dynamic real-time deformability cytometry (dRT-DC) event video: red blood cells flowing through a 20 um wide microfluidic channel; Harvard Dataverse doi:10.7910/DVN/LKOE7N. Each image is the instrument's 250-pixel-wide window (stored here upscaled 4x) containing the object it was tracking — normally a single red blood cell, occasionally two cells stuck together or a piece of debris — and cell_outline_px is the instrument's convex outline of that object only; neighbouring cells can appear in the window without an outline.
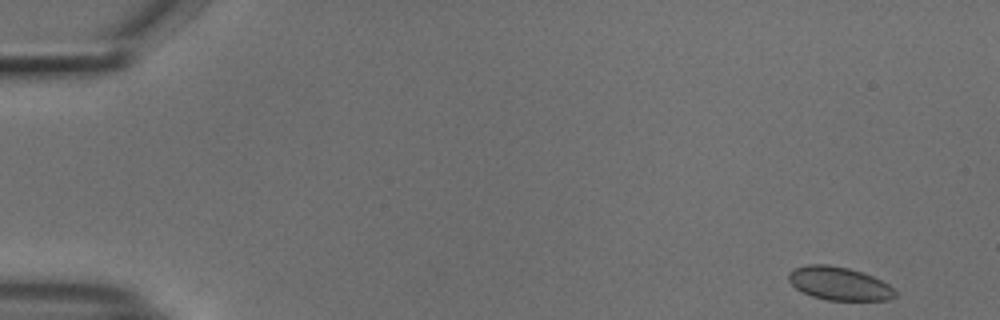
{"species": "common noctule bat (a hibernating species)", "species_latin": "Nyctalus noctula", "temperature_condition": "cold", "stored_images_in_passage": 52, "camera_frame_rate_fps": 3000, "um_per_image_px": 0.085, "animal": {"sex": "male", "body_mass_g": 18.8}, "frame": {"image": 1, "passage_image": 1, "time_ms": 0.0, "image_size_px": [1000, 320], "cell_outline_px": [[896, 296], [888, 300], [828, 300], [812, 296], [796, 288], [788, 280], [788, 272], [796, 268], [808, 264], [828, 264], [848, 268], [872, 276], [888, 284], [896, 292]], "centroid_in_image_um": [71.32, 24.1], "position_along_channel_um": 13.7, "area_um2": 20.46}}
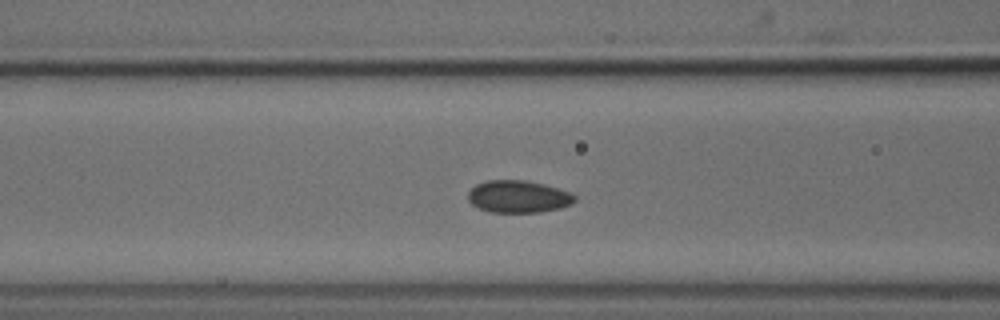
{"frame": {"image": 2, "passage_image": 20, "time_ms": 6.333, "image_size_px": [1000, 320], "cell_outline_px": [[576, 200], [572, 204], [560, 208], [540, 212], [488, 212], [472, 204], [468, 200], [468, 192], [476, 184], [484, 180], [524, 180], [544, 184], [568, 192], [576, 196]], "centroid_in_image_um": [44.04, 16.71], "position_along_channel_um": 122.6, "area_um2": 20.06}}
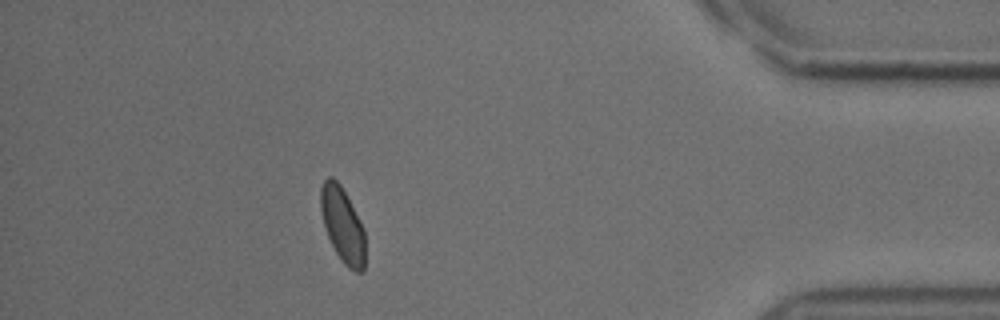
{"frame": {"image": 3, "passage_image": 46, "time_ms": 15.0, "image_size_px": [1000, 320], "cell_outline_px": [[364, 272], [356, 272], [348, 268], [344, 264], [336, 252], [328, 236], [324, 224], [320, 208], [320, 188], [324, 180], [328, 176], [332, 176], [340, 184], [364, 228]], "centroid_in_image_um": [29.11, 19.11], "position_along_channel_um": 406.1, "area_um2": 19.25}, "authors_computed_cell_mechanics": {"area_um2": 20.3167, "velocity_mm_per_s": 3.7551, "shape_relaxation_time_tau1_ms": 7.9075, "shape_relaxation_time_tau2_ms": 0.9224, "deformation_change_tau1": 0.0671, "deformation_change_tau2": 0.0296}}